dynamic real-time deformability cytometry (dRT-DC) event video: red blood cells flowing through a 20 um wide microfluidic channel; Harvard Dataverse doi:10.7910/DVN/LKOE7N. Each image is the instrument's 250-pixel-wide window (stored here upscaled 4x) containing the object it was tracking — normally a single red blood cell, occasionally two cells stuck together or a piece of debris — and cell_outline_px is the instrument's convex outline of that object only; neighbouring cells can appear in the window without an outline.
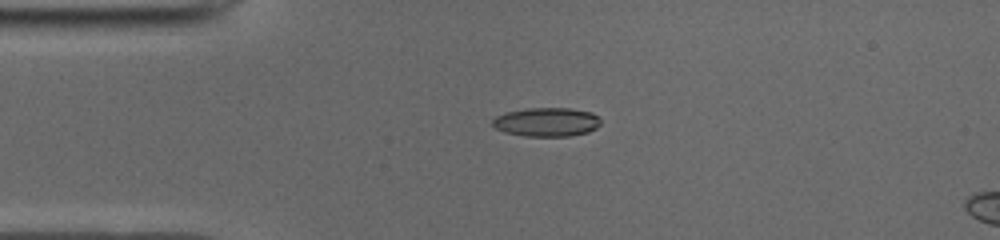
{"species": "common noctule bat (a hibernating species)", "species_latin": "Nyctalus noctula", "temperature_condition": "cold", "stored_images_in_passage": 10, "camera_frame_rate_fps": 3000, "um_per_image_px": 0.085, "animal": {"sex": "male", "body_mass_g": 19.0, "forearm_length_mm": 50.8}, "frame": {"image": 1, "passage_image": 6, "time_ms": 1.667, "image_size_px": [1000, 240], "cell_outline_px": [[600, 124], [596, 128], [588, 132], [568, 136], [524, 136], [504, 132], [496, 128], [492, 124], [492, 120], [496, 116], [504, 112], [524, 108], [568, 108], [592, 112], [600, 120]], "centroid_in_image_um": [46.43, 10.36], "position_along_channel_um": 38.6, "area_um2": 18.26}}